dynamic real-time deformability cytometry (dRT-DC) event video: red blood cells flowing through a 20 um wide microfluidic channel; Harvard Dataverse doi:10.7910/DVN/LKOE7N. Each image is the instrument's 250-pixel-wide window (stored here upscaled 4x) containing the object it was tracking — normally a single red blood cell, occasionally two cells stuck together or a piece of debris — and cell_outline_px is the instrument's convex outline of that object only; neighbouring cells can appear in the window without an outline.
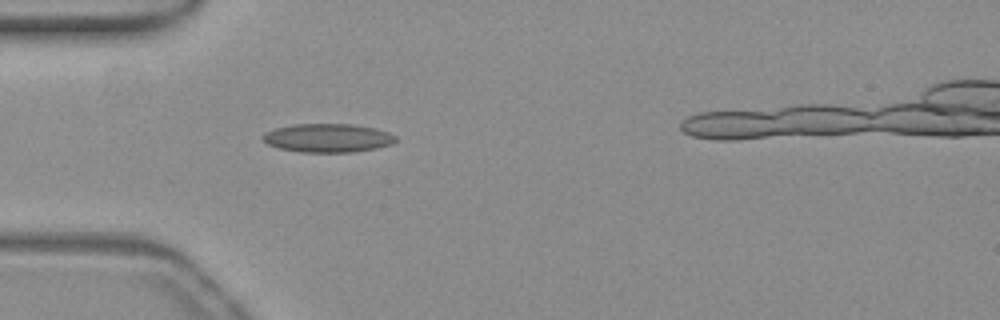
{"species": "common noctule bat (a hibernating species)", "species_latin": "Nyctalus noctula", "temperature_condition": "warm", "stored_images_in_passage": 40, "camera_frame_rate_fps": 3000, "um_per_image_px": 0.085, "animal": {"sex": "female", "body_mass_g": 19.3, "forearm_length_mm": 54.1}, "frame": {"image": 1, "passage_image": 7, "time_ms": 2.0, "image_size_px": [1000, 320], "cell_outline_px": [[396, 140], [392, 144], [376, 148], [352, 152], [300, 152], [280, 148], [268, 144], [260, 136], [276, 128], [296, 124], [352, 124], [372, 128], [388, 132], [396, 136]], "centroid_in_image_um": [27.87, 11.73], "position_along_channel_um": 57.1, "area_um2": 21.91}}
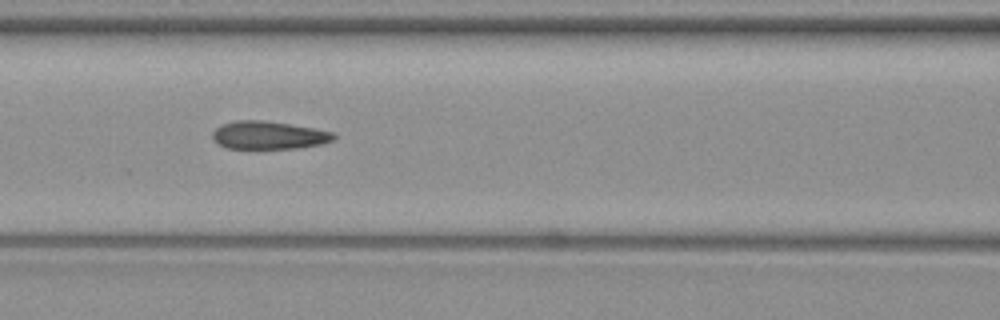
{"frame": {"image": 2, "passage_image": 14, "time_ms": 4.333, "image_size_px": [1000, 320], "cell_outline_px": [[336, 140], [320, 144], [300, 148], [224, 148], [212, 136], [212, 132], [216, 128], [224, 124], [236, 120], [260, 120], [288, 124], [312, 128], [332, 132], [336, 136]], "centroid_in_image_um": [22.85, 11.5], "position_along_channel_um": 143.7, "area_um2": 19.48}}
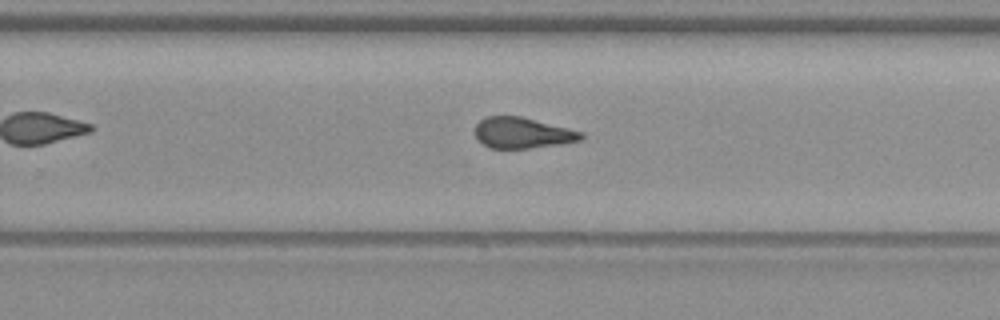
{"frame": {"image": 3, "passage_image": 25, "time_ms": 8.0, "image_size_px": [1000, 320], "cell_outline_px": [[584, 136], [580, 140], [564, 144], [528, 148], [488, 148], [476, 136], [476, 124], [484, 116], [520, 116], [584, 132]], "centroid_in_image_um": [44.43, 11.29], "position_along_channel_um": 285.4, "area_um2": 19.02}, "authors_computed_cell_mechanics": {"area_um2": 19.652, "velocity_mm_per_s": 3.8744, "shape_relaxation_time_tau1_ms": null, "shape_relaxation_time_tau2_ms": 1.3998, "deformation_change_tau1": null, "deformation_change_tau2": 0.0916}}